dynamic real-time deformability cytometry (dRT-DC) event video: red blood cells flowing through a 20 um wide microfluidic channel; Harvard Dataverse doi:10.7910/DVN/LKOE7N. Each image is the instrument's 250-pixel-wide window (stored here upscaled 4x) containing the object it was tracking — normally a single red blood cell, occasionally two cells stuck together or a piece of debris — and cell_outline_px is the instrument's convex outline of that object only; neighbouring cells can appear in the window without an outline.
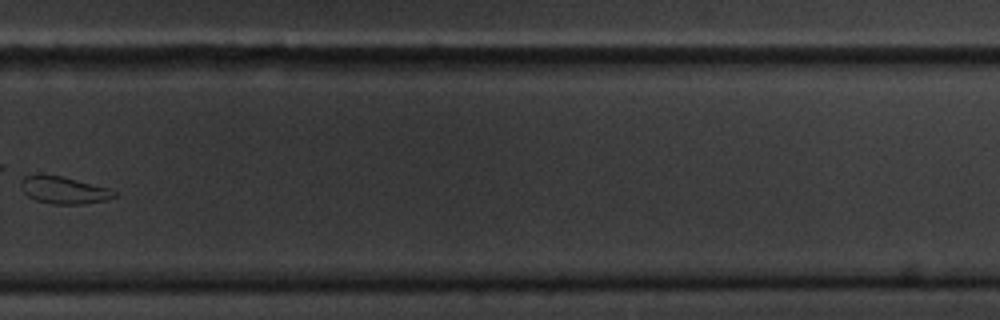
{"species": "common noctule bat (a hibernating species)", "species_latin": "Nyctalus noctula", "temperature_condition": "cold", "stored_images_in_passage": 9, "camera_frame_rate_fps": 3000, "um_per_image_px": 0.085, "animal": {"sex": "male", "body_mass_g": 20.1, "forearm_length_mm": 53.5}, "frame": {"image": 1, "passage_image": 9, "time_ms": 10.333, "image_size_px": [1000, 320], "cell_outline_px": [[116, 196], [104, 200], [80, 204], [52, 204], [36, 200], [28, 196], [20, 188], [20, 180], [24, 176], [60, 176], [108, 188], [116, 192]], "centroid_in_image_um": [5.39, 16.18], "position_along_channel_um": 324.4, "area_um2": 14.33}}